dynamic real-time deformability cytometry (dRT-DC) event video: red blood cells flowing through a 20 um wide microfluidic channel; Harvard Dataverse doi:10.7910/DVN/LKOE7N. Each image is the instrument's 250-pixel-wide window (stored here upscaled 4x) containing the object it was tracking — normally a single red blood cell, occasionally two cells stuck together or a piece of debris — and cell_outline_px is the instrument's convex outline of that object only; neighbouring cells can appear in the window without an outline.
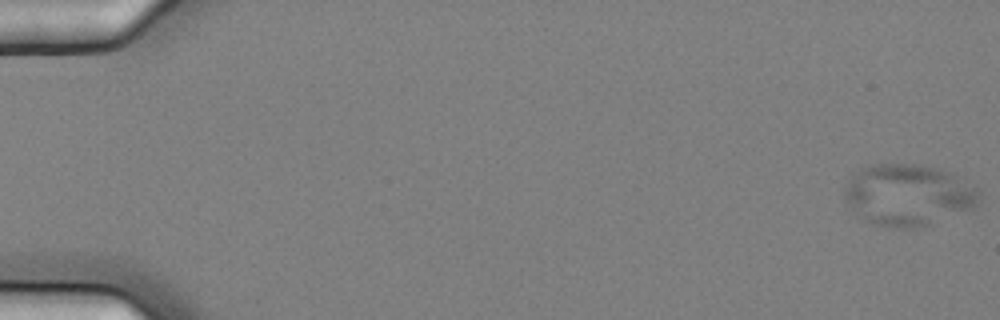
{"species": "common noctule bat (a hibernating species)", "species_latin": "Nyctalus noctula", "temperature_condition": "cold", "stored_images_in_passage": 7, "camera_frame_rate_fps": 3000, "um_per_image_px": 0.085, "animal": {"sex": "female", "body_mass_g": 25.1}, "frame": {"image": 1, "passage_image": 1, "time_ms": 0.0, "image_size_px": [1000, 320], "cell_outline_px": [[980, 200], [972, 208], [928, 224], [912, 228], [896, 228], [876, 224], [868, 220], [844, 196], [844, 188], [848, 180], [856, 172], [872, 164], [920, 164], [940, 168], [956, 176]], "centroid_in_image_um": [77.14, 16.54], "position_along_channel_um": 7.9, "area_um2": 46.24}}
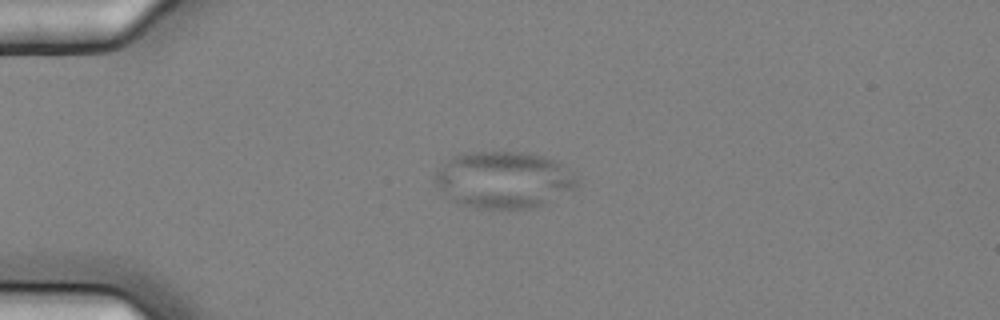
{"frame": {"image": 2, "passage_image": 5, "time_ms": 1.333, "image_size_px": [1000, 320], "cell_outline_px": [[576, 188], [544, 204], [532, 208], [476, 208], [464, 204], [448, 196], [432, 180], [436, 172], [452, 156], [464, 152], [528, 152], [544, 156], [556, 160], [576, 176]], "centroid_in_image_um": [42.83, 15.26], "position_along_channel_um": 42.2, "area_um2": 46.59}}